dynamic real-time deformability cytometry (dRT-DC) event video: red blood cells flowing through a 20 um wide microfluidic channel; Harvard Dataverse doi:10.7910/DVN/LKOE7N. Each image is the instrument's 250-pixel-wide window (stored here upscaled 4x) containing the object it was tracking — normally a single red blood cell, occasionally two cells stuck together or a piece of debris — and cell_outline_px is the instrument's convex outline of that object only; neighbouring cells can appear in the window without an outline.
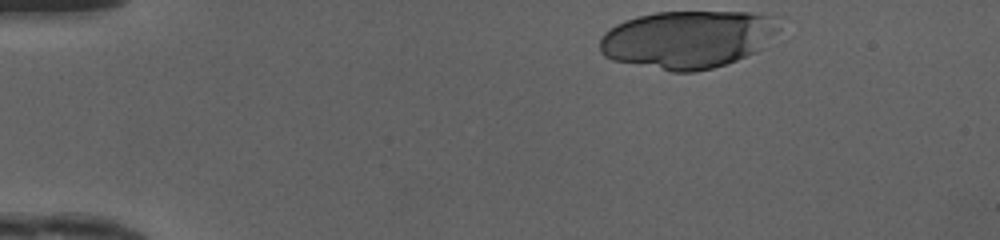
{"species": "human", "species_latin": "Homo sapiens", "temperature_condition": "cold", "stored_images_in_passage": 34, "camera_frame_rate_fps": 3000, "um_per_image_px": 0.085, "donor": {"sex": "female"}, "frame": {"image": 1, "passage_image": 1, "time_ms": 0.0, "image_size_px": [1000, 240], "cell_outline_px": [[784, 16], [780, 28], [756, 52], [736, 60], [712, 68], [692, 72], [672, 72], [612, 60], [604, 56], [600, 52], [600, 40], [604, 32], [616, 24], [624, 20], [636, 16], [656, 12], [748, 12]], "centroid_in_image_um": [58.48, 3.32], "position_along_channel_um": 26.5, "area_um2": 60.86}}